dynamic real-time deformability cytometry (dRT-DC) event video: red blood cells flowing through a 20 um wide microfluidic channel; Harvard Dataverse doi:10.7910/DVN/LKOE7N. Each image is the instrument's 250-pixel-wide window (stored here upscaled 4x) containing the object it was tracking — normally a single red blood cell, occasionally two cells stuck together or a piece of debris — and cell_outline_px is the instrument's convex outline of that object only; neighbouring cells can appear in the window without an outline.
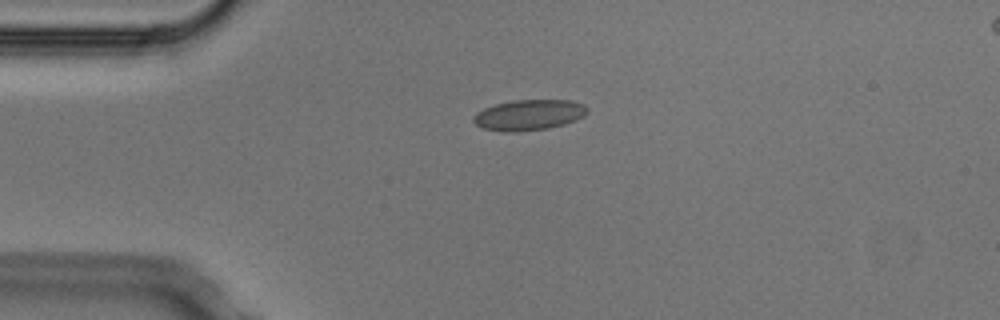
{"species": "Egyptian fruit bat (a non-hibernating species)", "species_latin": "Rousettus aegyptiacus", "temperature_condition": "cold", "stored_images_in_passage": 3, "camera_frame_rate_fps": 3000, "um_per_image_px": 0.085, "animal": {"sex": "male"}, "frame": {"image": 1, "passage_image": 1, "time_ms": 0.0, "image_size_px": [1000, 320], "cell_outline_px": [[588, 112], [584, 116], [576, 120], [564, 124], [548, 128], [516, 132], [504, 132], [484, 128], [476, 124], [472, 120], [476, 112], [484, 108], [496, 104], [512, 100], [572, 100], [584, 104], [588, 108]], "centroid_in_image_um": [44.98, 9.76], "position_along_channel_um": 40.0, "area_um2": 20.4}}